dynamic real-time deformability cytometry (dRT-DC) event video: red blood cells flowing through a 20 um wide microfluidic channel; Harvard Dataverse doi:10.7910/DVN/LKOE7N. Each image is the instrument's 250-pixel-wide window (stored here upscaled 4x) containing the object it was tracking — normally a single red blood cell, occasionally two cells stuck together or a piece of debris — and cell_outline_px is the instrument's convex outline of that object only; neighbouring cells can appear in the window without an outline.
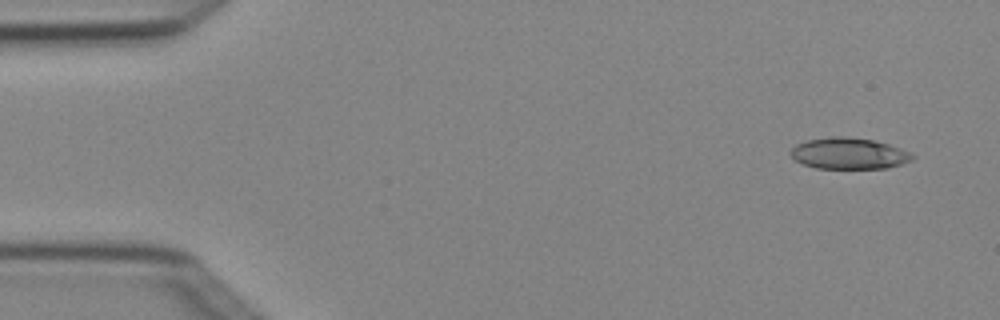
{"species": "Egyptian fruit bat (a non-hibernating species)", "species_latin": "Rousettus aegyptiacus", "temperature_condition": "cold", "stored_images_in_passage": 4, "camera_frame_rate_fps": 3000, "um_per_image_px": 0.085, "animal": {"sex": "female"}, "frame": {"image": 1, "passage_image": 1, "time_ms": 0.0, "image_size_px": [1000, 320], "cell_outline_px": [[916, 156], [912, 160], [888, 168], [816, 168], [804, 164], [796, 160], [788, 152], [796, 144], [808, 140], [832, 136], [848, 136], [872, 140], [888, 144], [912, 152]], "centroid_in_image_um": [72.17, 13.04], "position_along_channel_um": 12.8, "area_um2": 22.2}}
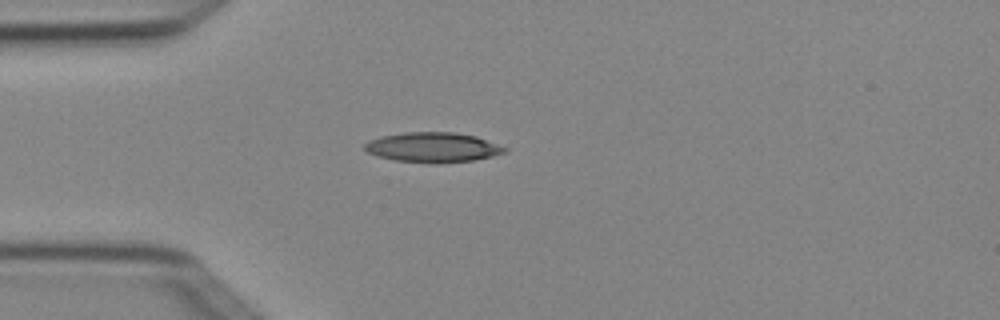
{"frame": {"image": 2, "passage_image": 4, "time_ms": 1.0, "image_size_px": [1000, 320], "cell_outline_px": [[508, 148], [504, 152], [492, 156], [472, 160], [436, 164], [396, 160], [380, 156], [368, 152], [364, 148], [364, 144], [368, 140], [380, 136], [404, 132], [456, 132], [476, 136]], "centroid_in_image_um": [36.78, 12.51], "position_along_channel_um": 48.2, "area_um2": 24.33}}